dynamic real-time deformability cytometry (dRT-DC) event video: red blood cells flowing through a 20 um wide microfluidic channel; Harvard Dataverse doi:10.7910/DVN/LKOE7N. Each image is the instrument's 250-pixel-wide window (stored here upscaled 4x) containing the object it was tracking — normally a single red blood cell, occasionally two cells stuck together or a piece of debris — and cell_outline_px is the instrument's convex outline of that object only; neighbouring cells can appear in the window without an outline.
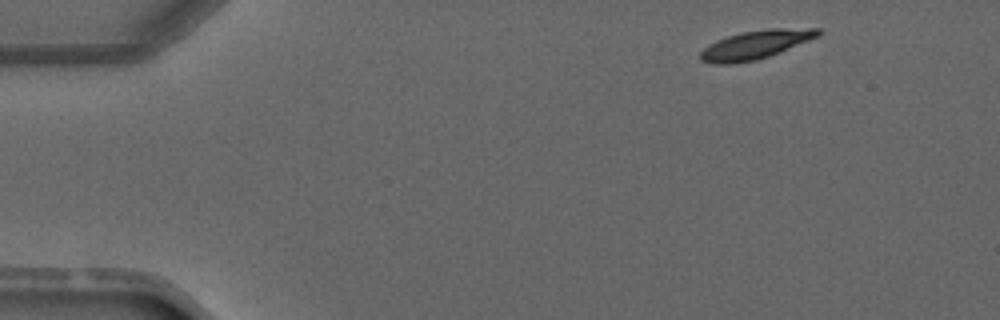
{"species": "common noctule bat (a hibernating species)", "species_latin": "Nyctalus noctula", "temperature_condition": "warm", "stored_images_in_passage": 3, "camera_frame_rate_fps": 3000, "um_per_image_px": 0.085, "animal": {"sex": "male", "forearm_length_mm": 52.5}, "frame": {"image": 1, "passage_image": 1, "time_ms": 0.0, "image_size_px": [1000, 320], "cell_outline_px": [[824, 32], [820, 36], [768, 56], [756, 60], [732, 64], [716, 64], [700, 60], [700, 52], [708, 44], [716, 40], [740, 32], [768, 28], [820, 28]], "centroid_in_image_um": [64.24, 3.78], "position_along_channel_um": 20.8, "area_um2": 19.71}}